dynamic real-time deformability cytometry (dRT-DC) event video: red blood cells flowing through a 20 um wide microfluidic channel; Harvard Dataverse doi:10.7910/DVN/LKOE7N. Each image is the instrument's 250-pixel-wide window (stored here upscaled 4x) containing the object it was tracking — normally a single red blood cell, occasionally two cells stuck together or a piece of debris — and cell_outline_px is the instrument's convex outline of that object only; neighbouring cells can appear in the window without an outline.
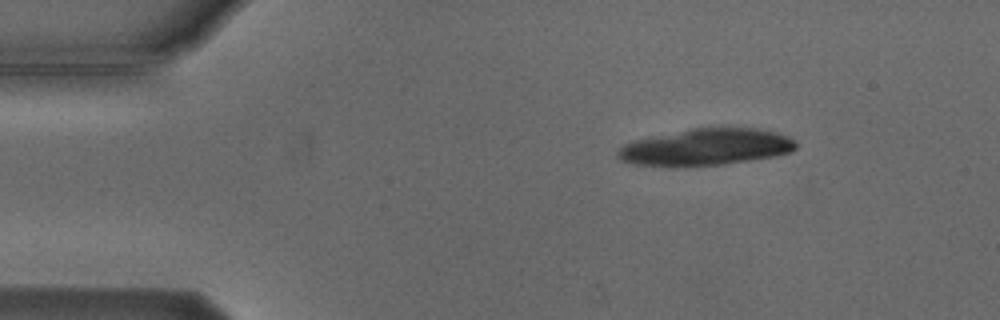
{"species": "Egyptian fruit bat (a non-hibernating species)", "species_latin": "Rousettus aegyptiacus", "temperature_condition": "cold", "stored_images_in_passage": 6, "segment_of_instrument_passage": [2, 2], "camera_frame_rate_fps": 3000, "um_per_image_px": 0.085, "animal": {"sex": "male"}, "frame": {"image": 1, "passage_image": 6, "time_ms": 6.667, "image_size_px": [1000, 320], "cell_outline_px": [[796, 148], [792, 152], [776, 156], [724, 164], [684, 168], [676, 168], [636, 164], [620, 160], [616, 156], [616, 152], [624, 144], [632, 140], [692, 128], [756, 128], [776, 132], [788, 136], [796, 140]], "centroid_in_image_um": [59.98, 12.53], "position_along_channel_um": 25.0, "area_um2": 38.78}}